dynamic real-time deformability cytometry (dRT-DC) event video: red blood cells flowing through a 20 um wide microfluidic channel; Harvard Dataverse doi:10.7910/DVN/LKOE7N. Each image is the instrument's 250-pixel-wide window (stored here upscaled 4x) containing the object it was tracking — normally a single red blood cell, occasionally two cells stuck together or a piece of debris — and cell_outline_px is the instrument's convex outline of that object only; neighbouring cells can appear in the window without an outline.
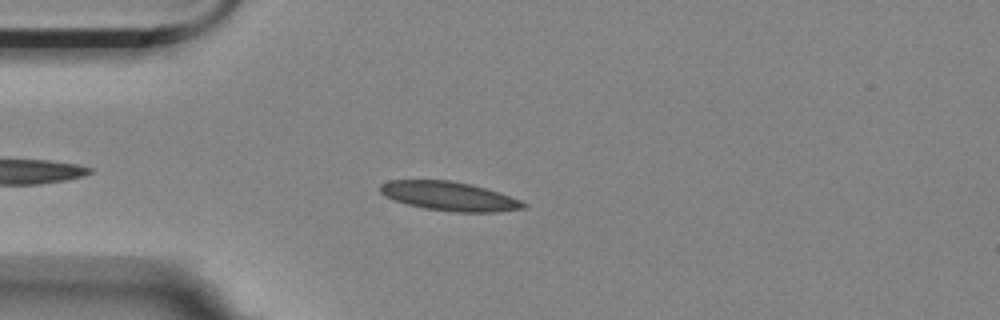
{"species": "Egyptian fruit bat (a non-hibernating species)", "species_latin": "Rousettus aegyptiacus", "temperature_condition": "room temperature", "stored_images_in_passage": 46, "camera_frame_rate_fps": 3000, "um_per_image_px": 0.085, "animal": {"sex": "female"}, "frame": {"image": 1, "passage_image": 7, "time_ms": 2.0, "image_size_px": [1000, 320], "cell_outline_px": [[524, 204], [516, 208], [432, 208], [412, 204], [388, 196], [380, 188], [384, 184], [396, 180], [440, 180], [464, 184], [480, 188], [516, 200]], "centroid_in_image_um": [37.93, 16.57], "position_along_channel_um": 47.1, "area_um2": 20.11}}
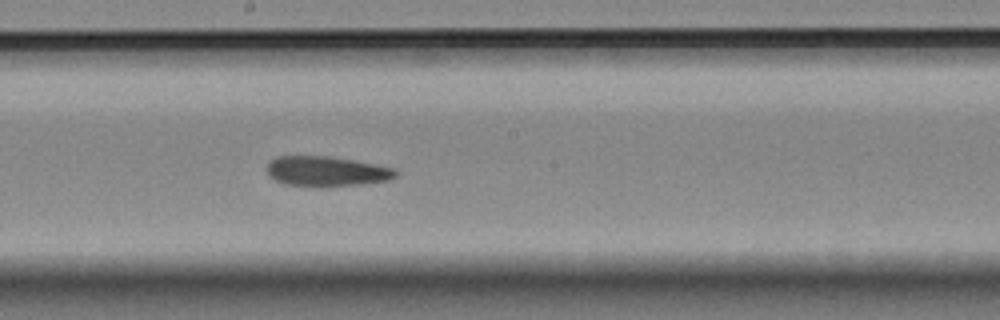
{"frame": {"image": 2, "passage_image": 23, "time_ms": 7.333, "image_size_px": [1000, 320], "cell_outline_px": [[392, 176], [376, 180], [336, 184], [304, 184], [284, 180], [276, 176], [268, 168], [276, 160], [292, 156], [296, 156], [340, 160], [388, 168], [392, 172]], "centroid_in_image_um": [27.69, 14.53], "position_along_channel_um": 220.5, "area_um2": 17.98}}
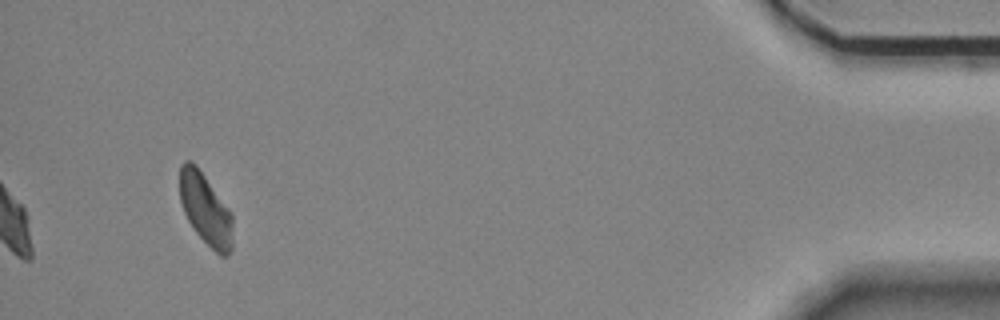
{"frame": {"image": 3, "passage_image": 46, "time_ms": 15.0, "image_size_px": [1000, 320], "cell_outline_px": [[228, 252], [220, 252], [212, 248], [200, 236], [192, 224], [184, 208], [180, 196], [180, 168], [184, 164], [192, 164], [200, 172], [228, 212]], "centroid_in_image_um": [17.35, 17.72], "position_along_channel_um": 417.9, "area_um2": 18.79}, "authors_computed_cell_mechanics": {"area_um2": 18.2937, "velocity_mm_per_s": 3.4973, "shape_relaxation_time_tau1_ms": null, "shape_relaxation_time_tau2_ms": 3.1366, "deformation_change_tau1": null, "deformation_change_tau2": 0.0763}}